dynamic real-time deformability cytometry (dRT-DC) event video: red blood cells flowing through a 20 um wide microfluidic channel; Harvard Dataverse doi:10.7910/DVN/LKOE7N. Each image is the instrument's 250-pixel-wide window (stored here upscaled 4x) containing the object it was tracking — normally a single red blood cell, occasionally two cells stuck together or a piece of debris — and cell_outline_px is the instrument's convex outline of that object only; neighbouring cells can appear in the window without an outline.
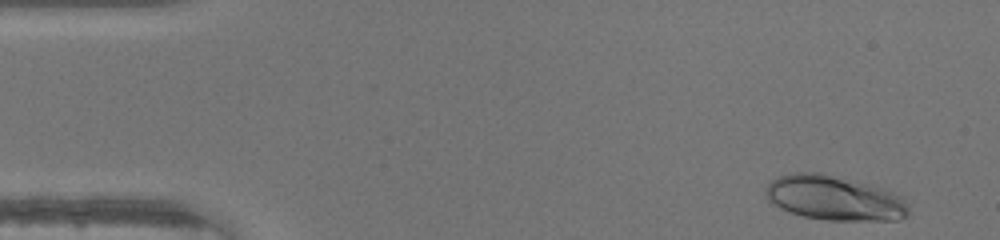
{"species": "human", "species_latin": "Homo sapiens", "temperature_condition": "warm", "stored_images_in_passage": 45, "camera_frame_rate_fps": 3000, "um_per_image_px": 0.085, "donor": {"sex": "male"}, "frame": {"image": 1, "passage_image": 2, "time_ms": 0.333, "image_size_px": [1000, 240], "cell_outline_px": [[908, 212], [900, 220], [828, 220], [804, 216], [788, 212], [772, 204], [768, 200], [764, 192], [768, 184], [772, 180], [780, 176], [792, 172], [820, 172], [872, 184], [904, 196], [908, 204]], "centroid_in_image_um": [70.93, 16.82], "position_along_channel_um": 14.1, "area_um2": 37.57}}
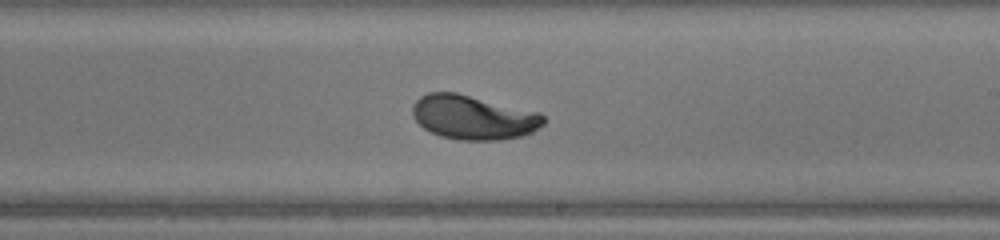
{"frame": {"image": 2, "passage_image": 26, "time_ms": 8.333, "image_size_px": [1000, 240], "cell_outline_px": [[544, 124], [532, 132], [524, 136], [500, 140], [460, 140], [440, 136], [424, 128], [412, 116], [412, 104], [420, 96], [428, 92], [456, 92], [540, 112], [544, 116]], "centroid_in_image_um": [40.23, 9.97], "position_along_channel_um": 248.8, "area_um2": 33.99}}
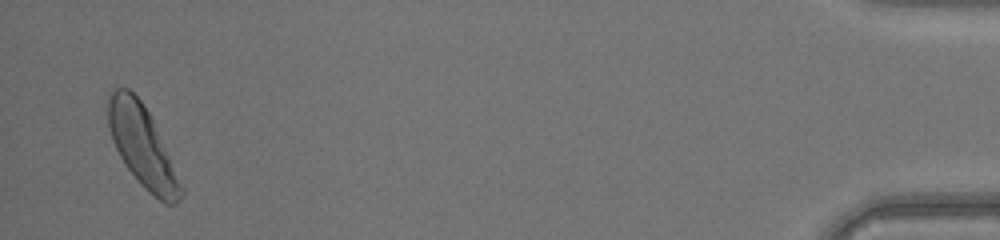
{"frame": {"image": 3, "passage_image": 44, "time_ms": 14.333, "image_size_px": [1000, 240], "cell_outline_px": [[184, 192], [176, 204], [164, 204], [148, 192], [140, 184], [124, 164], [112, 140], [108, 128], [104, 104], [108, 92], [112, 88], [128, 88], [140, 100], [148, 112], [152, 120], [184, 188]], "centroid_in_image_um": [12.03, 12.4], "position_along_channel_um": 423.2, "area_um2": 34.56}}